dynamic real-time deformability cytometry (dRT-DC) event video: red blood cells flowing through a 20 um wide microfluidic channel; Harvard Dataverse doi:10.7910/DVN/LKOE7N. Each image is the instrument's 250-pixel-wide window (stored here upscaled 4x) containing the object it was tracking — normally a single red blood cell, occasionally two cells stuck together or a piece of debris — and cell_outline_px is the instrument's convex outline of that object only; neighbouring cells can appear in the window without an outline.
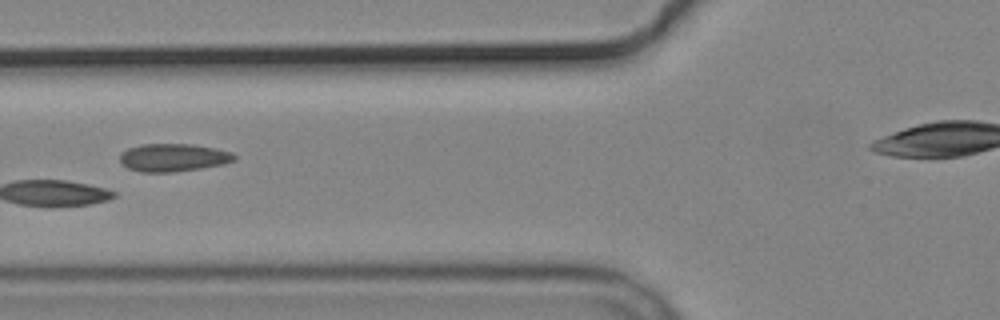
{"species": "common noctule bat (a hibernating species)", "species_latin": "Nyctalus noctula", "temperature_condition": "cold", "stored_images_in_passage": 5, "camera_frame_rate_fps": 3000, "um_per_image_px": 0.085, "animal": {"sex": "male", "body_mass_g": 19.2, "forearm_length_mm": 51.8}, "frame": {"image": 1, "passage_image": 4, "time_ms": 3.333, "image_size_px": [1000, 320], "cell_outline_px": [[236, 160], [224, 164], [200, 168], [172, 172], [140, 172], [128, 168], [120, 160], [120, 152], [128, 148], [140, 144], [192, 144], [216, 148], [232, 152], [236, 156]], "centroid_in_image_um": [14.74, 13.38], "position_along_channel_um": 111.1, "area_um2": 18.67}}